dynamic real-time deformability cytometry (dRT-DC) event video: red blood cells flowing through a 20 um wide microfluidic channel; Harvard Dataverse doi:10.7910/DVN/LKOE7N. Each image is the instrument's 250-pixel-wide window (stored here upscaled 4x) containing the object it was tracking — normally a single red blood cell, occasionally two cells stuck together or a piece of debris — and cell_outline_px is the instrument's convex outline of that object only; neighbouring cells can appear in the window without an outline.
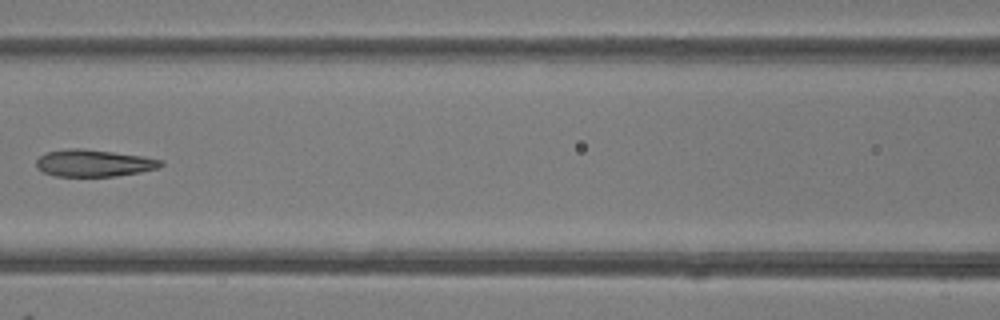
{"species": "common noctule bat (a hibernating species)", "species_latin": "Nyctalus noctula", "temperature_condition": "room temperature", "stored_images_in_passage": 6, "camera_frame_rate_fps": 3000, "um_per_image_px": 0.085, "animal": {"sex": "female"}, "frame": {"image": 1, "passage_image": 6, "time_ms": 6.667, "image_size_px": [1000, 320], "cell_outline_px": [[164, 164], [160, 168], [140, 172], [116, 176], [56, 176], [44, 172], [36, 168], [36, 160], [40, 156], [48, 152], [72, 148], [80, 148], [144, 156], [164, 160]], "centroid_in_image_um": [8.02, 13.87], "position_along_channel_um": 158.6, "area_um2": 19.59}}